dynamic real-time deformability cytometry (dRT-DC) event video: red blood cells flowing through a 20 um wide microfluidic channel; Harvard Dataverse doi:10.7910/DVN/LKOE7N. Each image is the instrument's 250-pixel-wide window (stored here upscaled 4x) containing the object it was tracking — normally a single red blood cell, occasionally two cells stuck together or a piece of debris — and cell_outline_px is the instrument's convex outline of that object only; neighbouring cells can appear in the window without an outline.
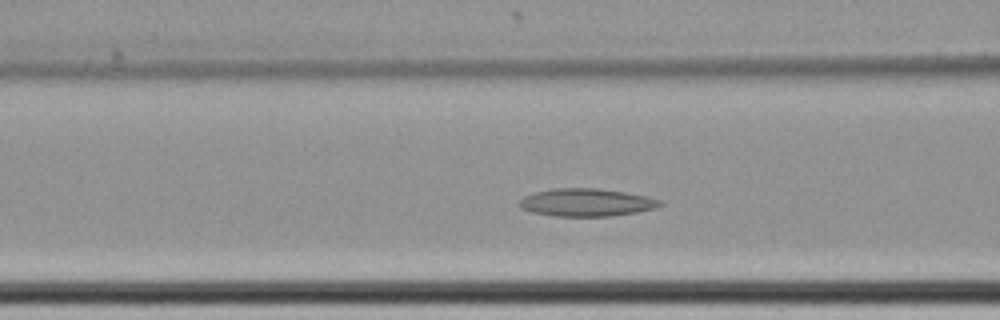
{"species": "common noctule bat (a hibernating species)", "species_latin": "Nyctalus noctula", "temperature_condition": "cold", "stored_images_in_passage": 55, "camera_frame_rate_fps": 3000, "um_per_image_px": 0.085, "animal": {"sex": "female", "body_mass_g": 22.7, "forearm_length_mm": 54.2}, "frame": {"image": 1, "passage_image": 19, "time_ms": 6.0, "image_size_px": [1000, 320], "cell_outline_px": [[664, 204], [656, 208], [640, 212], [612, 216], [556, 216], [532, 212], [520, 208], [516, 204], [524, 196], [536, 192], [552, 188], [596, 188], [624, 192], [648, 196], [660, 200]], "centroid_in_image_um": [49.86, 17.21], "position_along_channel_um": 116.7, "area_um2": 22.95}}
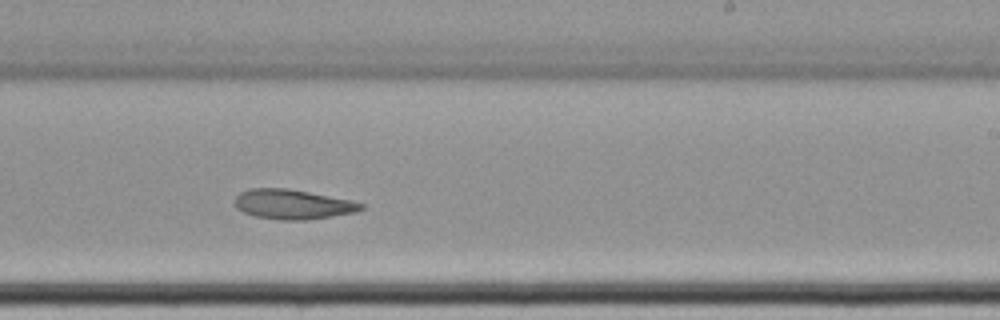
{"frame": {"image": 2, "passage_image": 32, "time_ms": 10.333, "image_size_px": [1000, 320], "cell_outline_px": [[364, 208], [356, 212], [332, 216], [304, 220], [280, 220], [256, 216], [244, 212], [236, 208], [236, 196], [240, 192], [248, 188], [284, 188], [308, 192], [352, 200], [364, 204]], "centroid_in_image_um": [24.89, 17.36], "position_along_channel_um": 264.1, "area_um2": 21.73}}
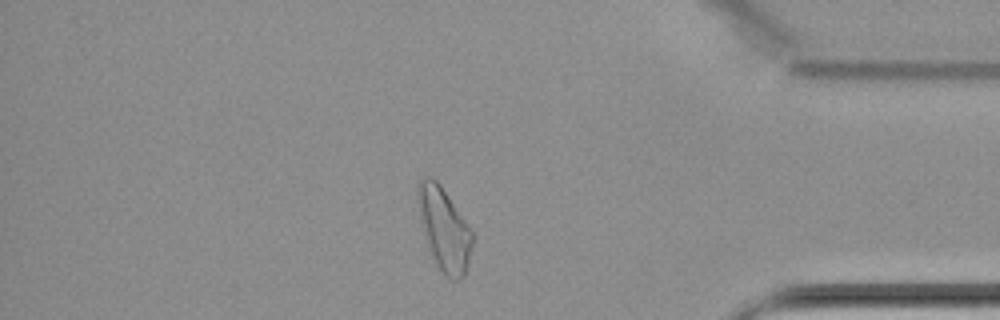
{"frame": {"image": 3, "passage_image": 46, "time_ms": 15.0, "image_size_px": [1000, 320], "cell_outline_px": [[472, 244], [468, 264], [464, 276], [460, 280], [448, 280], [444, 276], [436, 264], [432, 256], [420, 220], [416, 200], [416, 184], [424, 176], [432, 176], [440, 184], [472, 228]], "centroid_in_image_um": [37.74, 19.44], "position_along_channel_um": 397.5, "area_um2": 26.7}}